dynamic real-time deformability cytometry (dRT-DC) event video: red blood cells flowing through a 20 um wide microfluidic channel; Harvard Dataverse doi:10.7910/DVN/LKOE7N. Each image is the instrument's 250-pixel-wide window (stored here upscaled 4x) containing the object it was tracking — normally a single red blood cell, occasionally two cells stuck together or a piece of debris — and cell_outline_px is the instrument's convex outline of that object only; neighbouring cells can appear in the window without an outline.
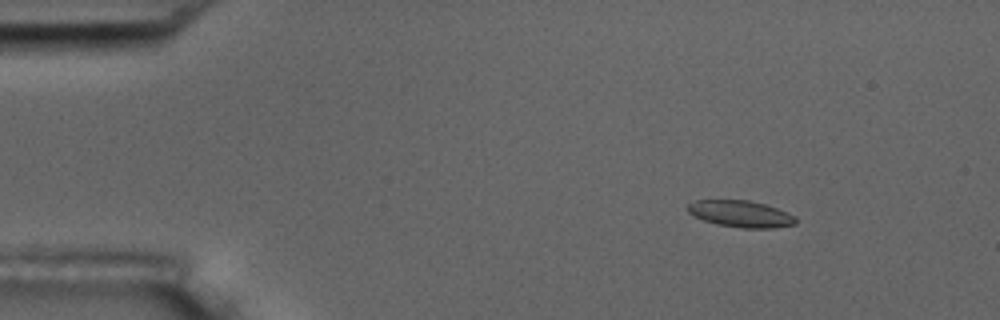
{"species": "common noctule bat (a hibernating species)", "species_latin": "Nyctalus noctula", "temperature_condition": "room temperature", "stored_images_in_passage": 5, "camera_frame_rate_fps": 3000, "um_per_image_px": 0.085, "animal": {"sex": "male", "body_mass_g": 17.5, "forearm_length_mm": 52.3}, "frame": {"image": 1, "passage_image": 3, "time_ms": 0.667, "image_size_px": [1000, 320], "cell_outline_px": [[796, 224], [772, 228], [740, 228], [716, 224], [704, 220], [688, 212], [688, 204], [696, 200], [748, 200], [764, 204], [776, 208], [796, 216]], "centroid_in_image_um": [62.97, 18.18], "position_along_channel_um": 22.0, "area_um2": 16.65}}
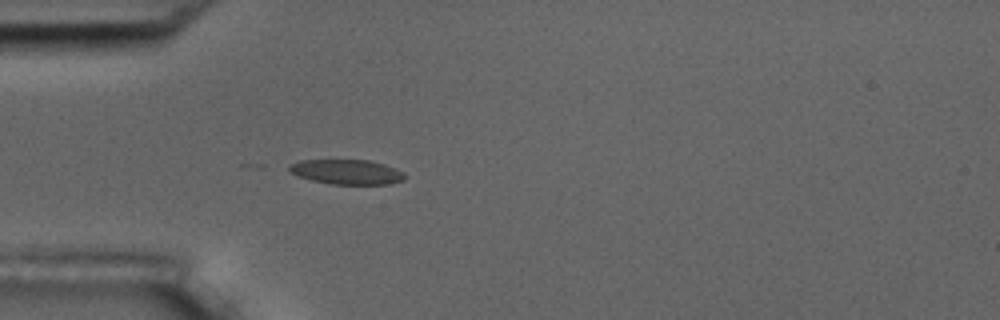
{"frame": {"image": 2, "passage_image": 5, "time_ms": 1.333, "image_size_px": [1000, 320], "cell_outline_px": [[404, 180], [392, 184], [332, 184], [312, 180], [296, 176], [288, 172], [288, 164], [300, 160], [368, 160], [384, 164], [404, 172]], "centroid_in_image_um": [29.43, 14.61], "position_along_channel_um": 55.6, "area_um2": 16.82}}